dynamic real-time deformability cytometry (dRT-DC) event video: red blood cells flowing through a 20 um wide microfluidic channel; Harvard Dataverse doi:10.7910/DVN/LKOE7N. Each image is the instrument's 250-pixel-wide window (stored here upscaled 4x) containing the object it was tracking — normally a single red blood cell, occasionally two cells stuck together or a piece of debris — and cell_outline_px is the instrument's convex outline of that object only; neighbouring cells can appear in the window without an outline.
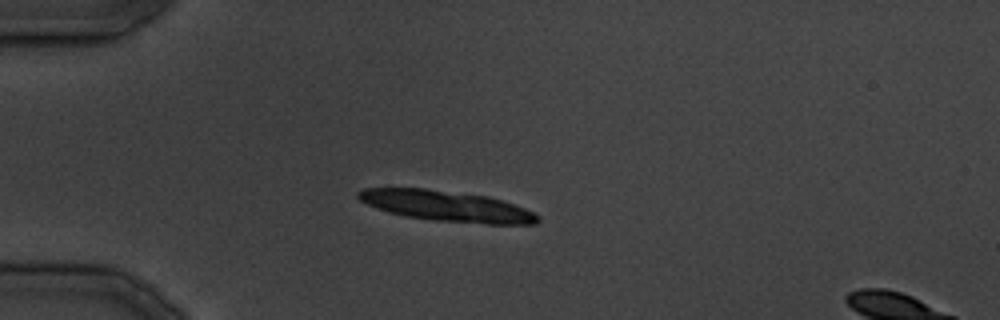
{"species": "common noctule bat (a hibernating species)", "species_latin": "Nyctalus noctula", "temperature_condition": "cold", "stored_images_in_passage": 36, "camera_frame_rate_fps": 3000, "um_per_image_px": 0.085, "animal": {"sex": "male", "body_mass_g": 19.5, "forearm_length_mm": 54.6}, "frame": {"image": 1, "passage_image": 11, "time_ms": 12.333, "image_size_px": [1000, 320], "cell_outline_px": [[540, 220], [536, 224], [488, 224], [432, 220], [404, 216], [388, 212], [368, 204], [360, 200], [356, 196], [356, 192], [364, 188], [424, 188], [488, 196], [536, 212], [540, 216]], "centroid_in_image_um": [37.98, 17.52], "position_along_channel_um": 47.0, "area_um2": 32.02}}